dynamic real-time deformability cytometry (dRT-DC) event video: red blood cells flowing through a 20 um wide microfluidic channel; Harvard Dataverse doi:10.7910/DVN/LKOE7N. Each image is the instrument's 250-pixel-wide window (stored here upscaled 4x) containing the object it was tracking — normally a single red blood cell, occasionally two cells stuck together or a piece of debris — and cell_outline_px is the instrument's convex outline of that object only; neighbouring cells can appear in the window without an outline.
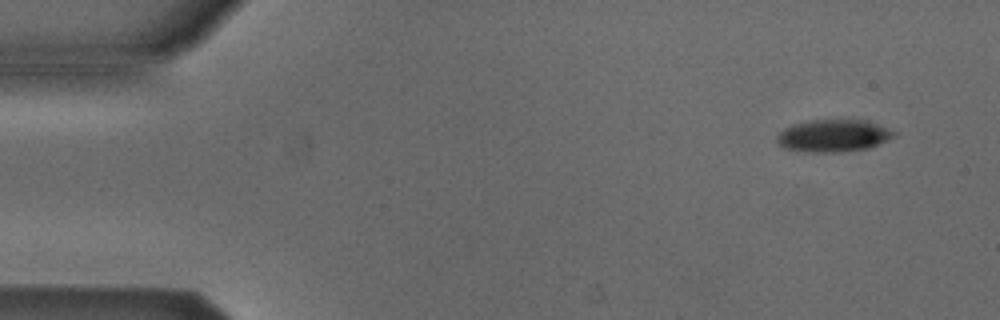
{"species": "Egyptian fruit bat (a non-hibernating species)", "species_latin": "Rousettus aegyptiacus", "temperature_condition": "cold", "stored_images_in_passage": 3, "camera_frame_rate_fps": 3000, "um_per_image_px": 0.085, "animal": {"sex": "male"}, "frame": {"image": 1, "passage_image": 1, "time_ms": 0.0, "image_size_px": [1000, 320], "cell_outline_px": [[900, 132], [896, 136], [868, 148], [840, 152], [804, 152], [784, 148], [776, 140], [776, 136], [784, 128], [792, 124], [808, 120], [868, 120]], "centroid_in_image_um": [70.86, 11.53], "position_along_channel_um": 14.1, "area_um2": 22.31}}